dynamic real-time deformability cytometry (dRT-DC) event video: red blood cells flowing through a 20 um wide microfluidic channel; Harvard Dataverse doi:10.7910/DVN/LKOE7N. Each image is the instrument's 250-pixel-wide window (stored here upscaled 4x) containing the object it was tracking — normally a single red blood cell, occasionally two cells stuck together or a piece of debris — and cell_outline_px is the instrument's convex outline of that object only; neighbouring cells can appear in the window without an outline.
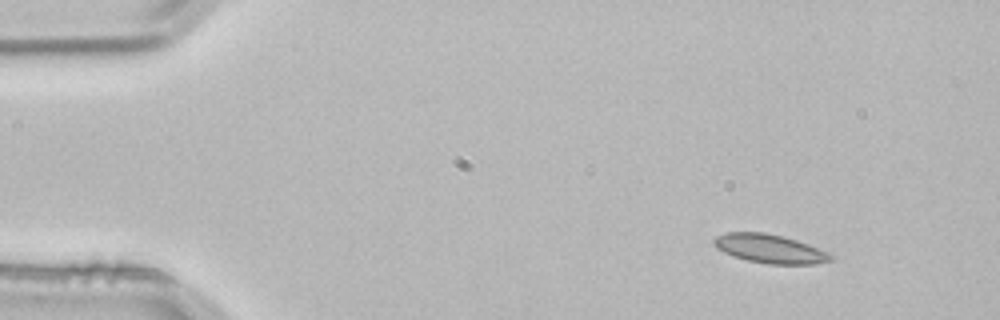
{"species": "common noctule bat (a hibernating species)", "species_latin": "Nyctalus noctula", "temperature_condition": "room temperature", "stored_images_in_passage": 3, "camera_frame_rate_fps": 3000, "um_per_image_px": 0.085, "animal": {"sex": "male", "body_mass_g": 21.5, "forearm_length_mm": 52.0}, "frame": {"image": 1, "passage_image": 1, "time_ms": 0.0, "image_size_px": [1000, 320], "cell_outline_px": [[836, 256], [832, 260], [816, 264], [768, 264], [748, 260], [724, 252], [716, 248], [712, 244], [712, 240], [716, 236], [728, 232], [764, 232], [784, 236], [808, 244], [828, 252]], "centroid_in_image_um": [65.45, 21.14], "position_along_channel_um": 19.5, "area_um2": 19.65}}
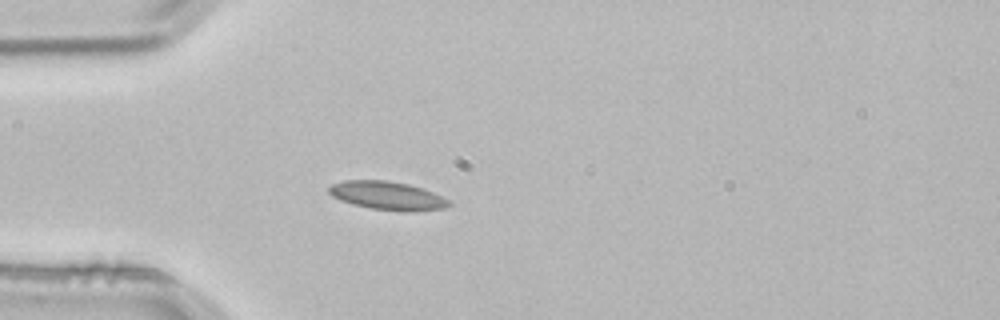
{"frame": {"image": 2, "passage_image": 3, "time_ms": 0.667, "image_size_px": [1000, 320], "cell_outline_px": [[452, 204], [444, 208], [416, 212], [412, 212], [368, 208], [352, 204], [340, 200], [332, 196], [328, 192], [328, 188], [332, 184], [344, 180], [388, 180], [408, 184], [424, 188], [448, 200]], "centroid_in_image_um": [32.92, 16.63], "position_along_channel_um": 52.1, "area_um2": 20.0}}